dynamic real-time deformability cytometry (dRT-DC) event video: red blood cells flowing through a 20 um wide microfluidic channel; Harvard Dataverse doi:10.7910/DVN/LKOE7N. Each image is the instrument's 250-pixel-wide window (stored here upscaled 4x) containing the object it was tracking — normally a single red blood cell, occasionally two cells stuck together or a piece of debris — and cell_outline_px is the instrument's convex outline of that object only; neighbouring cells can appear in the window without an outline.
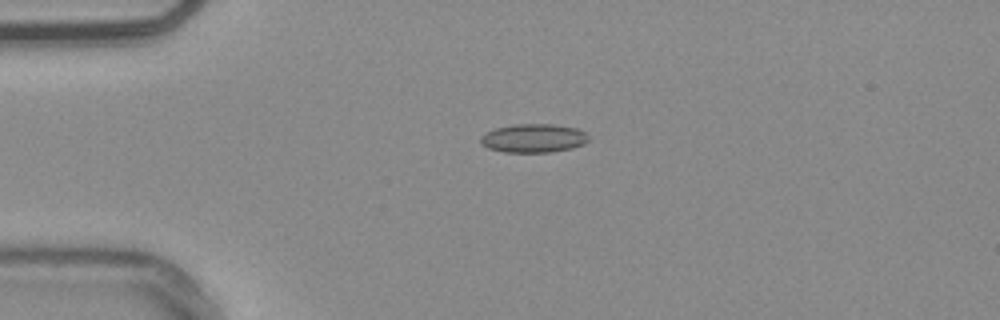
{"species": "common noctule bat (a hibernating species)", "species_latin": "Nyctalus noctula", "temperature_condition": "warm", "stored_images_in_passage": 42, "camera_frame_rate_fps": 3000, "um_per_image_px": 0.085, "animal": {"sex": "male", "body_mass_g": 20.4}, "frame": {"image": 1, "passage_image": 1, "time_ms": 0.0, "image_size_px": [1000, 320], "cell_outline_px": [[588, 140], [584, 144], [572, 148], [552, 152], [504, 152], [488, 148], [480, 144], [480, 136], [496, 128], [516, 124], [552, 124], [576, 128], [584, 132], [588, 136]], "centroid_in_image_um": [45.34, 11.75], "position_along_channel_um": 39.7, "area_um2": 17.98}}
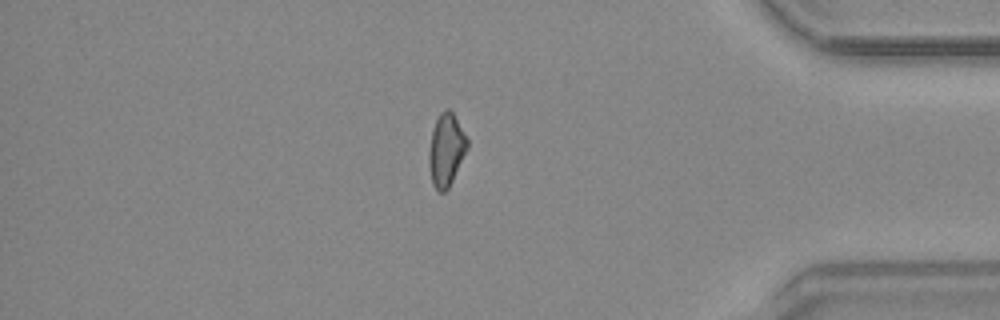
{"frame": {"image": 2, "passage_image": 34, "time_ms": 11.0, "image_size_px": [1000, 320], "cell_outline_px": [[468, 148], [448, 188], [444, 192], [440, 192], [432, 184], [428, 160], [428, 152], [432, 128], [440, 112], [448, 108], [452, 112], [468, 140]], "centroid_in_image_um": [37.9, 12.73], "position_along_channel_um": 397.3, "area_um2": 16.07}, "authors_computed_cell_mechanics": {"area_um2": 16.473, "velocity_mm_per_s": 3.7899, "shape_relaxation_time_tau1_ms": null, "shape_relaxation_time_tau2_ms": 3.9967, "deformation_change_tau1": null, "deformation_change_tau2": 0.0959}}